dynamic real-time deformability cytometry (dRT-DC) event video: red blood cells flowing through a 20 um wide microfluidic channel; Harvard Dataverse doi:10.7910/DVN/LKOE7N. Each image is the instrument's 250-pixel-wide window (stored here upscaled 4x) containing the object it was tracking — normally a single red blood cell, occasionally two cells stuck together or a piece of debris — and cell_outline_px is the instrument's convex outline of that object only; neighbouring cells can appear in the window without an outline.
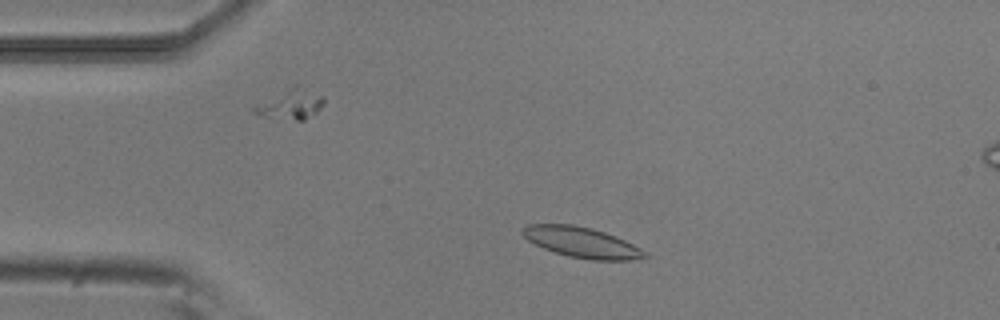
{"species": "common noctule bat (a hibernating species)", "species_latin": "Nyctalus noctula", "temperature_condition": "room temperature", "stored_images_in_passage": 37, "camera_frame_rate_fps": 3000, "um_per_image_px": 0.085, "animal": {"sex": "male", "body_mass_g": 20.5, "forearm_length_mm": 52.5}, "frame": {"image": 1, "passage_image": 7, "time_ms": 2.0, "image_size_px": [1000, 320], "cell_outline_px": [[648, 256], [632, 260], [592, 260], [568, 256], [544, 248], [528, 240], [520, 232], [528, 224], [572, 224], [604, 232], [616, 236], [640, 248]], "centroid_in_image_um": [49.43, 20.6], "position_along_channel_um": 35.6, "area_um2": 21.33}}
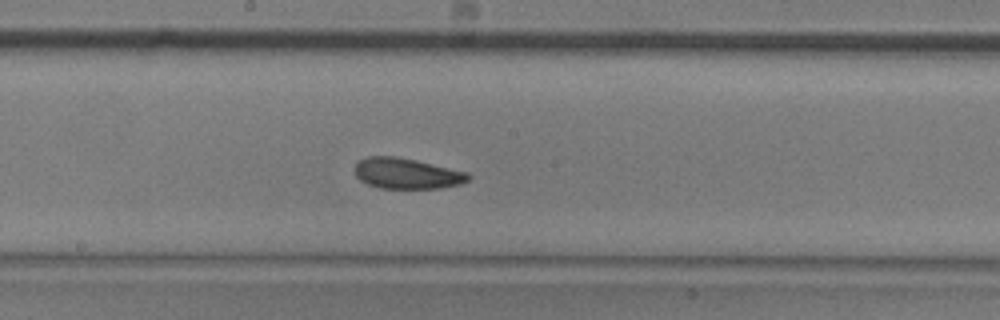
{"frame": {"image": 2, "passage_image": 24, "time_ms": 7.667, "image_size_px": [1000, 320], "cell_outline_px": [[472, 176], [468, 180], [460, 184], [440, 188], [380, 188], [368, 184], [360, 180], [356, 176], [356, 164], [360, 160], [368, 156], [392, 156], [416, 160], [468, 172]], "centroid_in_image_um": [34.6, 14.75], "position_along_channel_um": 213.6, "area_um2": 20.17}}
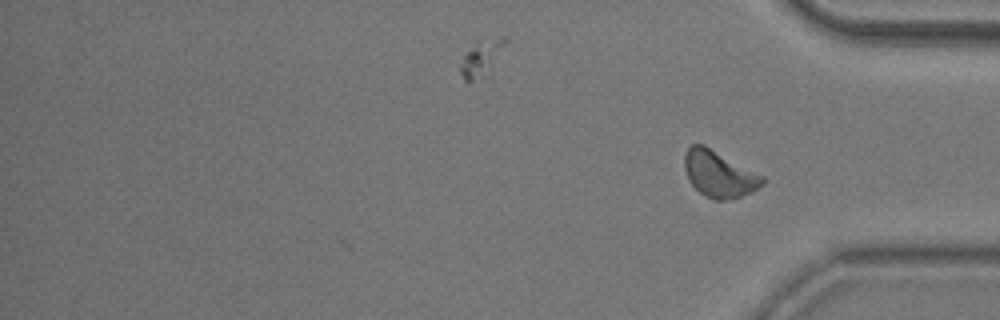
{"frame": {"image": 3, "passage_image": 37, "time_ms": 12.0, "image_size_px": [1000, 320], "cell_outline_px": [[764, 184], [752, 192], [740, 196], [724, 200], [716, 200], [704, 196], [688, 180], [684, 168], [684, 156], [688, 148], [692, 144], [704, 144], [764, 176]], "centroid_in_image_um": [61.11, 14.78], "position_along_channel_um": 374.1, "area_um2": 21.04}, "authors_computed_cell_mechanics": {"area_um2": 20.5768, "velocity_mm_per_s": 3.7765, "shape_relaxation_time_tau1_ms": 4.0662, "shape_relaxation_time_tau2_ms": 4.4494, "deformation_change_tau1": 0.0964, "deformation_change_tau2": 0.0807}}